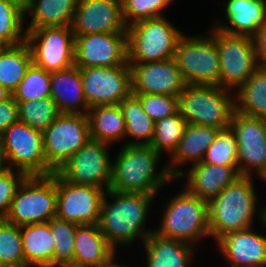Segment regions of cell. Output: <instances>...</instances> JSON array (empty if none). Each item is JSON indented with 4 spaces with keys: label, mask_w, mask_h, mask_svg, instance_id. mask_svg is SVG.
<instances>
[{
    "label": "cell",
    "mask_w": 266,
    "mask_h": 267,
    "mask_svg": "<svg viewBox=\"0 0 266 267\" xmlns=\"http://www.w3.org/2000/svg\"><path fill=\"white\" fill-rule=\"evenodd\" d=\"M155 200L160 201L158 197L144 193L106 190L98 225L107 243L117 253H120L119 249L122 253L127 247L130 250L132 246H141L154 232V222L150 221L149 225L148 219H151Z\"/></svg>",
    "instance_id": "6da1fadb"
},
{
    "label": "cell",
    "mask_w": 266,
    "mask_h": 267,
    "mask_svg": "<svg viewBox=\"0 0 266 267\" xmlns=\"http://www.w3.org/2000/svg\"><path fill=\"white\" fill-rule=\"evenodd\" d=\"M117 149L116 155L113 152L109 189L144 193L163 199L161 190L164 191L165 186L175 181L168 170L167 161L163 160L164 156L150 145L124 144Z\"/></svg>",
    "instance_id": "7a4b0ae2"
},
{
    "label": "cell",
    "mask_w": 266,
    "mask_h": 267,
    "mask_svg": "<svg viewBox=\"0 0 266 267\" xmlns=\"http://www.w3.org/2000/svg\"><path fill=\"white\" fill-rule=\"evenodd\" d=\"M256 177L240 176L208 203L209 230L214 243L230 232L260 223L264 200L257 191Z\"/></svg>",
    "instance_id": "3957f363"
},
{
    "label": "cell",
    "mask_w": 266,
    "mask_h": 267,
    "mask_svg": "<svg viewBox=\"0 0 266 267\" xmlns=\"http://www.w3.org/2000/svg\"><path fill=\"white\" fill-rule=\"evenodd\" d=\"M181 188V189H180ZM161 202V212L154 225L157 235L189 243L196 248L210 238L208 202L191 194L184 186ZM165 205V206H164ZM158 221V223H157ZM158 224V225H157Z\"/></svg>",
    "instance_id": "277c9868"
},
{
    "label": "cell",
    "mask_w": 266,
    "mask_h": 267,
    "mask_svg": "<svg viewBox=\"0 0 266 267\" xmlns=\"http://www.w3.org/2000/svg\"><path fill=\"white\" fill-rule=\"evenodd\" d=\"M166 16L141 20L127 27L128 63H149L172 59L186 32Z\"/></svg>",
    "instance_id": "5b68a950"
},
{
    "label": "cell",
    "mask_w": 266,
    "mask_h": 267,
    "mask_svg": "<svg viewBox=\"0 0 266 267\" xmlns=\"http://www.w3.org/2000/svg\"><path fill=\"white\" fill-rule=\"evenodd\" d=\"M178 98L186 124L220 130L230 126L235 111L234 91L215 85L186 84Z\"/></svg>",
    "instance_id": "8992f818"
},
{
    "label": "cell",
    "mask_w": 266,
    "mask_h": 267,
    "mask_svg": "<svg viewBox=\"0 0 266 267\" xmlns=\"http://www.w3.org/2000/svg\"><path fill=\"white\" fill-rule=\"evenodd\" d=\"M56 205V172L46 176H26L5 219L19 227L46 223L56 216Z\"/></svg>",
    "instance_id": "52a82bcc"
},
{
    "label": "cell",
    "mask_w": 266,
    "mask_h": 267,
    "mask_svg": "<svg viewBox=\"0 0 266 267\" xmlns=\"http://www.w3.org/2000/svg\"><path fill=\"white\" fill-rule=\"evenodd\" d=\"M174 59L187 84L220 86V62L215 38L206 30L201 34L184 33Z\"/></svg>",
    "instance_id": "ba28073f"
},
{
    "label": "cell",
    "mask_w": 266,
    "mask_h": 267,
    "mask_svg": "<svg viewBox=\"0 0 266 267\" xmlns=\"http://www.w3.org/2000/svg\"><path fill=\"white\" fill-rule=\"evenodd\" d=\"M216 40L220 62V87L235 91L259 67L255 40L249 36L230 35L209 26Z\"/></svg>",
    "instance_id": "9c48e42d"
},
{
    "label": "cell",
    "mask_w": 266,
    "mask_h": 267,
    "mask_svg": "<svg viewBox=\"0 0 266 267\" xmlns=\"http://www.w3.org/2000/svg\"><path fill=\"white\" fill-rule=\"evenodd\" d=\"M90 139L87 114L61 113L43 132L47 175L57 172Z\"/></svg>",
    "instance_id": "30bf717a"
},
{
    "label": "cell",
    "mask_w": 266,
    "mask_h": 267,
    "mask_svg": "<svg viewBox=\"0 0 266 267\" xmlns=\"http://www.w3.org/2000/svg\"><path fill=\"white\" fill-rule=\"evenodd\" d=\"M3 152L8 168L26 176H46L43 132L17 121L1 135Z\"/></svg>",
    "instance_id": "8fae6325"
},
{
    "label": "cell",
    "mask_w": 266,
    "mask_h": 267,
    "mask_svg": "<svg viewBox=\"0 0 266 267\" xmlns=\"http://www.w3.org/2000/svg\"><path fill=\"white\" fill-rule=\"evenodd\" d=\"M112 145L90 139L57 171L66 181L108 190L112 177Z\"/></svg>",
    "instance_id": "7c38bea8"
},
{
    "label": "cell",
    "mask_w": 266,
    "mask_h": 267,
    "mask_svg": "<svg viewBox=\"0 0 266 267\" xmlns=\"http://www.w3.org/2000/svg\"><path fill=\"white\" fill-rule=\"evenodd\" d=\"M26 42L31 49L33 64L46 72L74 65L75 36L69 26L26 30Z\"/></svg>",
    "instance_id": "4fadbf2b"
},
{
    "label": "cell",
    "mask_w": 266,
    "mask_h": 267,
    "mask_svg": "<svg viewBox=\"0 0 266 267\" xmlns=\"http://www.w3.org/2000/svg\"><path fill=\"white\" fill-rule=\"evenodd\" d=\"M229 127L238 145L237 164L240 176L257 178L266 168V119L234 111Z\"/></svg>",
    "instance_id": "5bb4252c"
},
{
    "label": "cell",
    "mask_w": 266,
    "mask_h": 267,
    "mask_svg": "<svg viewBox=\"0 0 266 267\" xmlns=\"http://www.w3.org/2000/svg\"><path fill=\"white\" fill-rule=\"evenodd\" d=\"M82 88L89 108L118 105L132 94L130 65L80 69Z\"/></svg>",
    "instance_id": "9a60e30c"
},
{
    "label": "cell",
    "mask_w": 266,
    "mask_h": 267,
    "mask_svg": "<svg viewBox=\"0 0 266 267\" xmlns=\"http://www.w3.org/2000/svg\"><path fill=\"white\" fill-rule=\"evenodd\" d=\"M56 216L77 225L98 224L106 189L74 184L56 172Z\"/></svg>",
    "instance_id": "2e32d148"
},
{
    "label": "cell",
    "mask_w": 266,
    "mask_h": 267,
    "mask_svg": "<svg viewBox=\"0 0 266 267\" xmlns=\"http://www.w3.org/2000/svg\"><path fill=\"white\" fill-rule=\"evenodd\" d=\"M74 48V65L79 69L129 65L127 33L75 36Z\"/></svg>",
    "instance_id": "e0dca14e"
},
{
    "label": "cell",
    "mask_w": 266,
    "mask_h": 267,
    "mask_svg": "<svg viewBox=\"0 0 266 267\" xmlns=\"http://www.w3.org/2000/svg\"><path fill=\"white\" fill-rule=\"evenodd\" d=\"M132 94H161L179 97L186 82L174 58L149 63H128Z\"/></svg>",
    "instance_id": "ac0fdd59"
},
{
    "label": "cell",
    "mask_w": 266,
    "mask_h": 267,
    "mask_svg": "<svg viewBox=\"0 0 266 267\" xmlns=\"http://www.w3.org/2000/svg\"><path fill=\"white\" fill-rule=\"evenodd\" d=\"M255 227L227 233L213 243L224 265L266 267V234L262 226Z\"/></svg>",
    "instance_id": "d6986e66"
},
{
    "label": "cell",
    "mask_w": 266,
    "mask_h": 267,
    "mask_svg": "<svg viewBox=\"0 0 266 267\" xmlns=\"http://www.w3.org/2000/svg\"><path fill=\"white\" fill-rule=\"evenodd\" d=\"M74 36L127 33L121 0H78L71 25Z\"/></svg>",
    "instance_id": "ffe728a7"
},
{
    "label": "cell",
    "mask_w": 266,
    "mask_h": 267,
    "mask_svg": "<svg viewBox=\"0 0 266 267\" xmlns=\"http://www.w3.org/2000/svg\"><path fill=\"white\" fill-rule=\"evenodd\" d=\"M218 6L224 17L210 26L223 33L254 38L266 23V0H223Z\"/></svg>",
    "instance_id": "44dd1931"
},
{
    "label": "cell",
    "mask_w": 266,
    "mask_h": 267,
    "mask_svg": "<svg viewBox=\"0 0 266 267\" xmlns=\"http://www.w3.org/2000/svg\"><path fill=\"white\" fill-rule=\"evenodd\" d=\"M238 177H240L238 165H216L200 162L189 167L175 182L182 181L181 186L209 203Z\"/></svg>",
    "instance_id": "7402d4cb"
},
{
    "label": "cell",
    "mask_w": 266,
    "mask_h": 267,
    "mask_svg": "<svg viewBox=\"0 0 266 267\" xmlns=\"http://www.w3.org/2000/svg\"><path fill=\"white\" fill-rule=\"evenodd\" d=\"M219 130L212 126L186 124L177 149L167 160L168 170L175 180L189 167L203 161Z\"/></svg>",
    "instance_id": "603a6c76"
},
{
    "label": "cell",
    "mask_w": 266,
    "mask_h": 267,
    "mask_svg": "<svg viewBox=\"0 0 266 267\" xmlns=\"http://www.w3.org/2000/svg\"><path fill=\"white\" fill-rule=\"evenodd\" d=\"M141 247L144 252L139 255L144 259L141 267H193L198 251V248L189 243L164 238L154 232L145 239ZM133 262L135 267H139V261Z\"/></svg>",
    "instance_id": "cb8c5ba5"
},
{
    "label": "cell",
    "mask_w": 266,
    "mask_h": 267,
    "mask_svg": "<svg viewBox=\"0 0 266 267\" xmlns=\"http://www.w3.org/2000/svg\"><path fill=\"white\" fill-rule=\"evenodd\" d=\"M50 97L60 113L87 114V105L82 88L80 69L73 65L69 68L51 72Z\"/></svg>",
    "instance_id": "d4e9b609"
},
{
    "label": "cell",
    "mask_w": 266,
    "mask_h": 267,
    "mask_svg": "<svg viewBox=\"0 0 266 267\" xmlns=\"http://www.w3.org/2000/svg\"><path fill=\"white\" fill-rule=\"evenodd\" d=\"M118 254L106 241L98 224L77 226L74 243V267H95L106 264Z\"/></svg>",
    "instance_id": "484cf974"
},
{
    "label": "cell",
    "mask_w": 266,
    "mask_h": 267,
    "mask_svg": "<svg viewBox=\"0 0 266 267\" xmlns=\"http://www.w3.org/2000/svg\"><path fill=\"white\" fill-rule=\"evenodd\" d=\"M90 138L112 146L125 144L126 123L120 105L89 108Z\"/></svg>",
    "instance_id": "4316f807"
},
{
    "label": "cell",
    "mask_w": 266,
    "mask_h": 267,
    "mask_svg": "<svg viewBox=\"0 0 266 267\" xmlns=\"http://www.w3.org/2000/svg\"><path fill=\"white\" fill-rule=\"evenodd\" d=\"M78 0H32L25 13V30L71 27Z\"/></svg>",
    "instance_id": "83f0119b"
},
{
    "label": "cell",
    "mask_w": 266,
    "mask_h": 267,
    "mask_svg": "<svg viewBox=\"0 0 266 267\" xmlns=\"http://www.w3.org/2000/svg\"><path fill=\"white\" fill-rule=\"evenodd\" d=\"M25 267H53L54 239L49 223L21 226Z\"/></svg>",
    "instance_id": "f1b7e54d"
},
{
    "label": "cell",
    "mask_w": 266,
    "mask_h": 267,
    "mask_svg": "<svg viewBox=\"0 0 266 267\" xmlns=\"http://www.w3.org/2000/svg\"><path fill=\"white\" fill-rule=\"evenodd\" d=\"M235 111L266 119V67L260 66L234 91Z\"/></svg>",
    "instance_id": "f546056e"
},
{
    "label": "cell",
    "mask_w": 266,
    "mask_h": 267,
    "mask_svg": "<svg viewBox=\"0 0 266 267\" xmlns=\"http://www.w3.org/2000/svg\"><path fill=\"white\" fill-rule=\"evenodd\" d=\"M119 105L126 123L125 144L150 145L155 121L144 112L140 100L131 94Z\"/></svg>",
    "instance_id": "4dcf8cb0"
},
{
    "label": "cell",
    "mask_w": 266,
    "mask_h": 267,
    "mask_svg": "<svg viewBox=\"0 0 266 267\" xmlns=\"http://www.w3.org/2000/svg\"><path fill=\"white\" fill-rule=\"evenodd\" d=\"M32 53L25 41L0 52V85L13 93L32 64Z\"/></svg>",
    "instance_id": "1f68e13d"
},
{
    "label": "cell",
    "mask_w": 266,
    "mask_h": 267,
    "mask_svg": "<svg viewBox=\"0 0 266 267\" xmlns=\"http://www.w3.org/2000/svg\"><path fill=\"white\" fill-rule=\"evenodd\" d=\"M54 239L53 267H74L77 224L57 216L48 221Z\"/></svg>",
    "instance_id": "d6a6232c"
},
{
    "label": "cell",
    "mask_w": 266,
    "mask_h": 267,
    "mask_svg": "<svg viewBox=\"0 0 266 267\" xmlns=\"http://www.w3.org/2000/svg\"><path fill=\"white\" fill-rule=\"evenodd\" d=\"M185 126L186 121L180 112L155 121L154 137L150 146L160 154H166L167 158L164 160H167L177 149Z\"/></svg>",
    "instance_id": "836d02e7"
},
{
    "label": "cell",
    "mask_w": 266,
    "mask_h": 267,
    "mask_svg": "<svg viewBox=\"0 0 266 267\" xmlns=\"http://www.w3.org/2000/svg\"><path fill=\"white\" fill-rule=\"evenodd\" d=\"M17 103L19 121L41 132H44L61 114L51 97L37 101H17Z\"/></svg>",
    "instance_id": "e575fe53"
},
{
    "label": "cell",
    "mask_w": 266,
    "mask_h": 267,
    "mask_svg": "<svg viewBox=\"0 0 266 267\" xmlns=\"http://www.w3.org/2000/svg\"><path fill=\"white\" fill-rule=\"evenodd\" d=\"M0 267H25L21 228L0 218Z\"/></svg>",
    "instance_id": "d590c367"
},
{
    "label": "cell",
    "mask_w": 266,
    "mask_h": 267,
    "mask_svg": "<svg viewBox=\"0 0 266 267\" xmlns=\"http://www.w3.org/2000/svg\"><path fill=\"white\" fill-rule=\"evenodd\" d=\"M50 82V73L32 63L12 96L16 101H37L50 97Z\"/></svg>",
    "instance_id": "8d00e7d4"
},
{
    "label": "cell",
    "mask_w": 266,
    "mask_h": 267,
    "mask_svg": "<svg viewBox=\"0 0 266 267\" xmlns=\"http://www.w3.org/2000/svg\"><path fill=\"white\" fill-rule=\"evenodd\" d=\"M122 17L128 27L135 22L167 16L166 11L173 6L175 0H121ZM165 12V13H164Z\"/></svg>",
    "instance_id": "74e56055"
},
{
    "label": "cell",
    "mask_w": 266,
    "mask_h": 267,
    "mask_svg": "<svg viewBox=\"0 0 266 267\" xmlns=\"http://www.w3.org/2000/svg\"><path fill=\"white\" fill-rule=\"evenodd\" d=\"M0 37L10 46L26 41L25 14L5 0H0Z\"/></svg>",
    "instance_id": "f35d334b"
},
{
    "label": "cell",
    "mask_w": 266,
    "mask_h": 267,
    "mask_svg": "<svg viewBox=\"0 0 266 267\" xmlns=\"http://www.w3.org/2000/svg\"><path fill=\"white\" fill-rule=\"evenodd\" d=\"M238 145L230 127L219 130L214 142L207 148L203 163L216 165H238Z\"/></svg>",
    "instance_id": "ab89813d"
},
{
    "label": "cell",
    "mask_w": 266,
    "mask_h": 267,
    "mask_svg": "<svg viewBox=\"0 0 266 267\" xmlns=\"http://www.w3.org/2000/svg\"><path fill=\"white\" fill-rule=\"evenodd\" d=\"M141 102L144 112L154 121L179 112V98L161 94H133Z\"/></svg>",
    "instance_id": "60d3db41"
},
{
    "label": "cell",
    "mask_w": 266,
    "mask_h": 267,
    "mask_svg": "<svg viewBox=\"0 0 266 267\" xmlns=\"http://www.w3.org/2000/svg\"><path fill=\"white\" fill-rule=\"evenodd\" d=\"M25 177L23 172L10 168L0 171V218L8 215L15 193Z\"/></svg>",
    "instance_id": "b9f144b4"
},
{
    "label": "cell",
    "mask_w": 266,
    "mask_h": 267,
    "mask_svg": "<svg viewBox=\"0 0 266 267\" xmlns=\"http://www.w3.org/2000/svg\"><path fill=\"white\" fill-rule=\"evenodd\" d=\"M19 121L18 103L11 96L9 99L0 102V136L13 123Z\"/></svg>",
    "instance_id": "7bdbcfd3"
},
{
    "label": "cell",
    "mask_w": 266,
    "mask_h": 267,
    "mask_svg": "<svg viewBox=\"0 0 266 267\" xmlns=\"http://www.w3.org/2000/svg\"><path fill=\"white\" fill-rule=\"evenodd\" d=\"M254 40L259 64L266 67V23L260 27Z\"/></svg>",
    "instance_id": "ee69618b"
},
{
    "label": "cell",
    "mask_w": 266,
    "mask_h": 267,
    "mask_svg": "<svg viewBox=\"0 0 266 267\" xmlns=\"http://www.w3.org/2000/svg\"><path fill=\"white\" fill-rule=\"evenodd\" d=\"M120 254H116L113 258H111L106 264H103V265H101V266H95V267H135V266H133V265H135V264H130V263H132V262H129L128 264H127V259H128V257L126 258V261H124L123 260V258H121L120 256H119ZM119 257V259H118V257ZM121 260H122V262H121ZM120 261V262H119ZM126 262V263H125Z\"/></svg>",
    "instance_id": "f6af8a7d"
},
{
    "label": "cell",
    "mask_w": 266,
    "mask_h": 267,
    "mask_svg": "<svg viewBox=\"0 0 266 267\" xmlns=\"http://www.w3.org/2000/svg\"><path fill=\"white\" fill-rule=\"evenodd\" d=\"M8 3L16 6L24 14L29 10L32 0H5Z\"/></svg>",
    "instance_id": "bcb514c9"
},
{
    "label": "cell",
    "mask_w": 266,
    "mask_h": 267,
    "mask_svg": "<svg viewBox=\"0 0 266 267\" xmlns=\"http://www.w3.org/2000/svg\"><path fill=\"white\" fill-rule=\"evenodd\" d=\"M7 163L5 160V156H4V152H3V146H2V140H1V136H0V171H3L5 169H7Z\"/></svg>",
    "instance_id": "7dc6e473"
},
{
    "label": "cell",
    "mask_w": 266,
    "mask_h": 267,
    "mask_svg": "<svg viewBox=\"0 0 266 267\" xmlns=\"http://www.w3.org/2000/svg\"><path fill=\"white\" fill-rule=\"evenodd\" d=\"M12 96V93L9 92L6 88L0 85V102H3L9 99Z\"/></svg>",
    "instance_id": "c3c4849f"
},
{
    "label": "cell",
    "mask_w": 266,
    "mask_h": 267,
    "mask_svg": "<svg viewBox=\"0 0 266 267\" xmlns=\"http://www.w3.org/2000/svg\"><path fill=\"white\" fill-rule=\"evenodd\" d=\"M264 204L265 205L263 206V209L261 211V219L259 225L263 227V230H265L264 232L266 234V203Z\"/></svg>",
    "instance_id": "681fc988"
},
{
    "label": "cell",
    "mask_w": 266,
    "mask_h": 267,
    "mask_svg": "<svg viewBox=\"0 0 266 267\" xmlns=\"http://www.w3.org/2000/svg\"><path fill=\"white\" fill-rule=\"evenodd\" d=\"M10 45L0 37V52L6 50Z\"/></svg>",
    "instance_id": "f907efd6"
},
{
    "label": "cell",
    "mask_w": 266,
    "mask_h": 267,
    "mask_svg": "<svg viewBox=\"0 0 266 267\" xmlns=\"http://www.w3.org/2000/svg\"><path fill=\"white\" fill-rule=\"evenodd\" d=\"M257 179L266 185V168L259 174Z\"/></svg>",
    "instance_id": "816d5d0a"
}]
</instances>
